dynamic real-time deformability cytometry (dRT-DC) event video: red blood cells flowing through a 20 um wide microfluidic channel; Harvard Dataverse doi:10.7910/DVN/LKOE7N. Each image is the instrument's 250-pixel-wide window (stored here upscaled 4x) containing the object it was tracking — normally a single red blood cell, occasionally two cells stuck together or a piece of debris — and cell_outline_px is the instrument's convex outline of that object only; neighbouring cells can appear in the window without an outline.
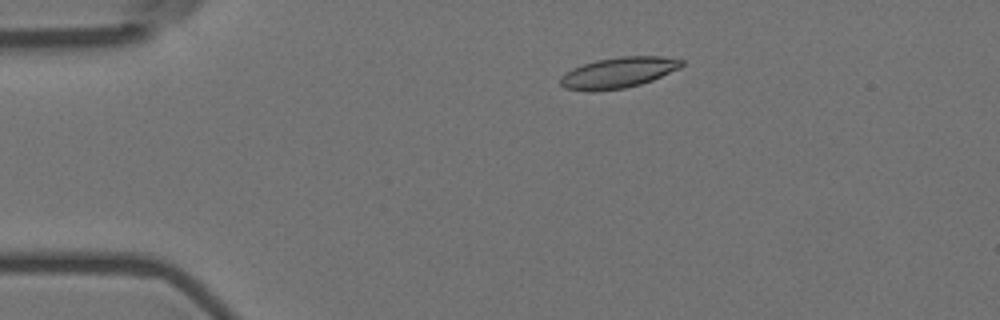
{"species": "Egyptian fruit bat (a non-hibernating species)", "species_latin": "Rousettus aegyptiacus", "temperature_condition": "room temperature", "stored_images_in_passage": 46, "camera_frame_rate_fps": 3000, "um_per_image_px": 0.085, "animal": {"sex": "female"}, "frame": {"image": 1, "passage_image": 1, "time_ms": 0.0, "image_size_px": [1000, 320], "cell_outline_px": [[684, 64], [680, 68], [652, 80], [640, 84], [624, 88], [592, 92], [588, 92], [564, 88], [560, 84], [560, 76], [572, 68], [596, 60], [620, 56], [660, 56], [684, 60]], "centroid_in_image_um": [52.53, 6.18], "position_along_channel_um": 32.5, "area_um2": 21.85}}
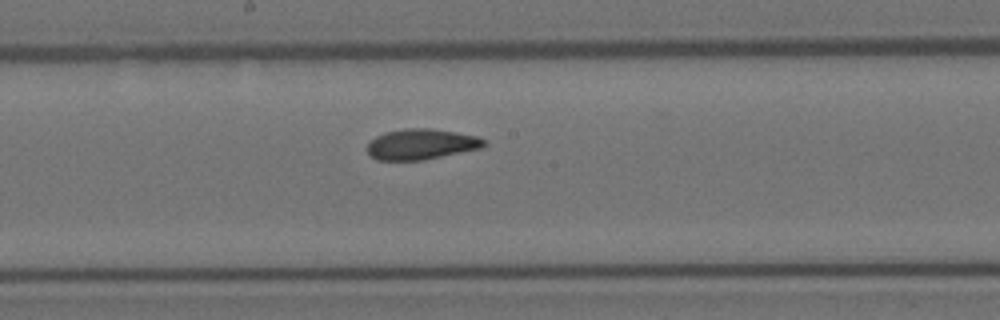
{"frame": {"image": 2, "passage_image": 20, "time_ms": 6.333, "image_size_px": [1000, 320], "cell_outline_px": [[488, 144], [480, 148], [424, 160], [376, 160], [368, 152], [368, 144], [376, 136], [384, 132], [404, 128], [432, 128], [476, 136], [484, 140]], "centroid_in_image_um": [35.79, 12.25], "position_along_channel_um": 212.4, "area_um2": 20.69}}
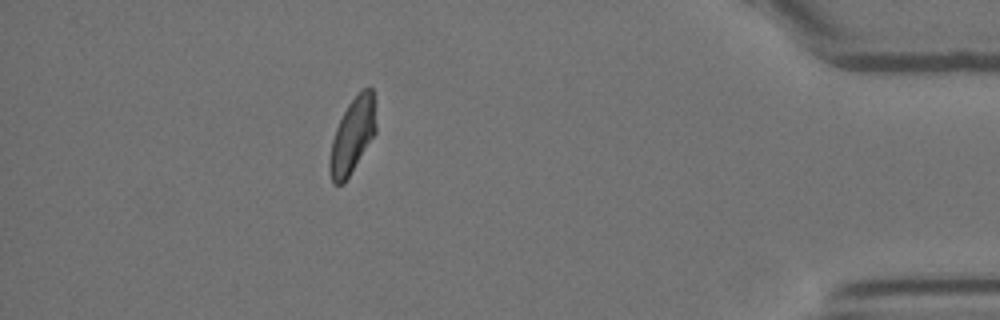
{"frame": {"image": 3, "passage_image": 40, "time_ms": 13.0, "image_size_px": [1000, 320], "cell_outline_px": [[376, 132], [344, 184], [332, 184], [328, 172], [328, 160], [332, 140], [336, 128], [348, 104], [368, 84], [372, 88], [376, 128]], "centroid_in_image_um": [29.93, 11.58], "position_along_channel_um": 405.3, "area_um2": 20.17}, "authors_computed_cell_mechanics": {"area_um2": 20.9525, "velocity_mm_per_s": 3.6018, "shape_relaxation_time_tau1_ms": 7.7227, "shape_relaxation_time_tau2_ms": 2.1731, "deformation_change_tau1": 0.178, "deformation_change_tau2": 0.0667}}